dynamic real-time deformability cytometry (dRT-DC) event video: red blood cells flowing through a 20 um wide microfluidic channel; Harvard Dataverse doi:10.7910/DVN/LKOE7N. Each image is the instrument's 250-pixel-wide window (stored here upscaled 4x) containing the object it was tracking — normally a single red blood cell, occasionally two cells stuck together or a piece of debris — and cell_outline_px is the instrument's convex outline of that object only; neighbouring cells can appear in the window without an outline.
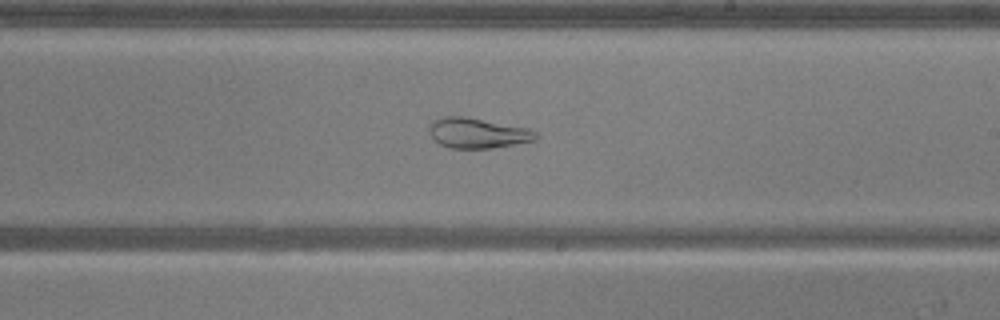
{"species": "common noctule bat (a hibernating species)", "species_latin": "Nyctalus noctula", "temperature_condition": "warm", "stored_images_in_passage": 25, "camera_frame_rate_fps": 3000, "um_per_image_px": 0.085, "animal": {"sex": "male", "body_mass_g": 20.5, "forearm_length_mm": 52.5}, "frame": {"image": 1, "passage_image": 24, "time_ms": 7.667, "image_size_px": [1000, 320], "cell_outline_px": [[540, 136], [536, 140], [492, 148], [452, 148], [440, 144], [432, 140], [428, 128], [428, 124], [432, 120], [440, 116], [464, 116], [528, 128], [536, 132]], "centroid_in_image_um": [40.55, 11.3], "position_along_channel_um": 248.5, "area_um2": 19.02}}